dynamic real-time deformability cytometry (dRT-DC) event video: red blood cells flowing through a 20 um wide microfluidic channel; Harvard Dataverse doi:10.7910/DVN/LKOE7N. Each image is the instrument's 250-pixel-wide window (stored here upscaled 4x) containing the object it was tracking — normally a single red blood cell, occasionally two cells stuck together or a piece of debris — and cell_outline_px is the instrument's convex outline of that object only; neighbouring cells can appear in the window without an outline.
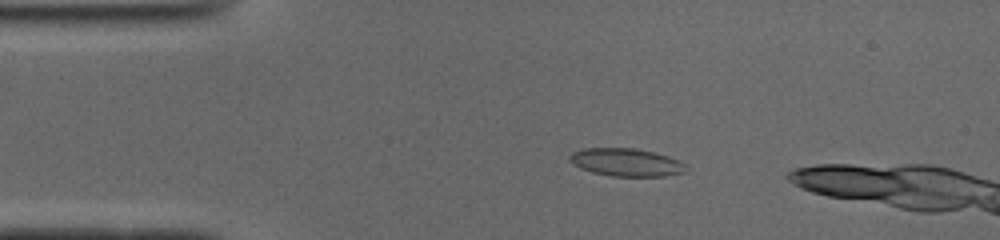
{"species": "common noctule bat (a hibernating species)", "species_latin": "Nyctalus noctula", "temperature_condition": "cold", "stored_images_in_passage": 44, "camera_frame_rate_fps": 3000, "um_per_image_px": 0.085, "animal": {"sex": "male", "body_mass_g": 19.0, "forearm_length_mm": 50.8}, "frame": {"image": 1, "passage_image": 9, "time_ms": 2.667, "image_size_px": [1000, 240], "cell_outline_px": [[684, 172], [664, 176], [612, 176], [592, 172], [580, 168], [572, 164], [568, 160], [568, 156], [572, 152], [584, 148], [636, 148], [668, 156], [680, 160], [684, 164]], "centroid_in_image_um": [53.17, 13.79], "position_along_channel_um": 31.8, "area_um2": 18.84}}
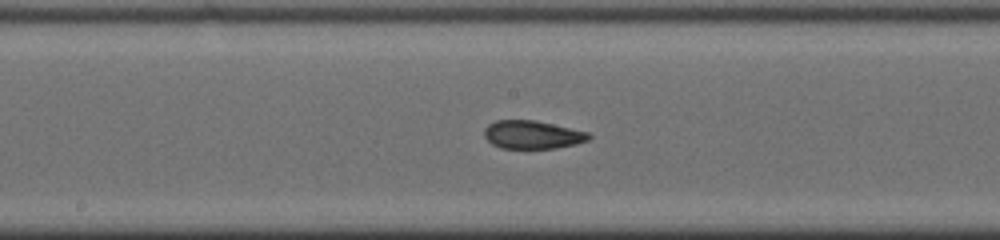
{"frame": {"image": 2, "passage_image": 25, "time_ms": 8.0, "image_size_px": [1000, 240], "cell_outline_px": [[592, 136], [588, 140], [576, 144], [556, 148], [500, 148], [492, 144], [484, 136], [484, 128], [488, 124], [496, 120], [536, 120], [588, 132]], "centroid_in_image_um": [45.24, 11.44], "position_along_channel_um": 203.0, "area_um2": 17.22}}
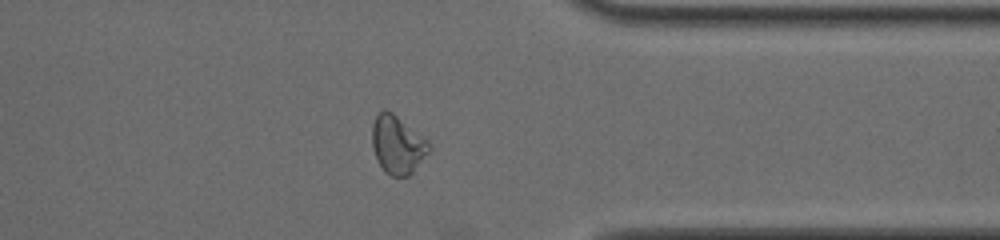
{"frame": {"image": 3, "passage_image": 39, "time_ms": 12.667, "image_size_px": [1000, 240], "cell_outline_px": [[432, 148], [412, 172], [408, 176], [392, 176], [384, 172], [372, 148], [372, 124], [376, 116], [384, 108], [392, 112], [428, 140]], "centroid_in_image_um": [33.78, 12.29], "position_along_channel_um": 377.6, "area_um2": 19.19}, "authors_computed_cell_mechanics": {"area_um2": 18.2359, "velocity_mm_per_s": 3.9309, "shape_relaxation_time_tau1_ms": null, "shape_relaxation_time_tau2_ms": 1.2544, "deformation_change_tau1": null, "deformation_change_tau2": 0.0731}}